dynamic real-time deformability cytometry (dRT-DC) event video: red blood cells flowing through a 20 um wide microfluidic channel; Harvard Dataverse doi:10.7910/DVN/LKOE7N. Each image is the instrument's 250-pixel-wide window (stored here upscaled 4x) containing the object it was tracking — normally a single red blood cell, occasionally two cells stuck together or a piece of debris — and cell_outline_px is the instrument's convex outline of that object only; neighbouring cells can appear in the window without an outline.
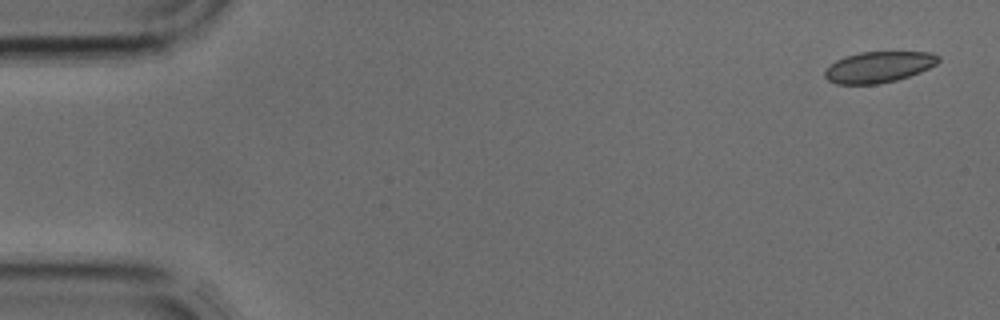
{"species": "common noctule bat (a hibernating species)", "species_latin": "Nyctalus noctula", "temperature_condition": "cold", "stored_images_in_passage": 3, "camera_frame_rate_fps": 3000, "um_per_image_px": 0.085, "animal": {"sex": "male", "body_mass_g": 17.9, "forearm_length_mm": 54.2}, "frame": {"image": 1, "passage_image": 1, "time_ms": 0.0, "image_size_px": [1000, 320], "cell_outline_px": [[940, 60], [936, 64], [920, 72], [896, 80], [876, 84], [836, 84], [828, 80], [824, 76], [824, 72], [836, 60], [844, 56], [860, 52], [932, 52], [940, 56]], "centroid_in_image_um": [74.69, 5.69], "position_along_channel_um": 10.3, "area_um2": 20.46}}